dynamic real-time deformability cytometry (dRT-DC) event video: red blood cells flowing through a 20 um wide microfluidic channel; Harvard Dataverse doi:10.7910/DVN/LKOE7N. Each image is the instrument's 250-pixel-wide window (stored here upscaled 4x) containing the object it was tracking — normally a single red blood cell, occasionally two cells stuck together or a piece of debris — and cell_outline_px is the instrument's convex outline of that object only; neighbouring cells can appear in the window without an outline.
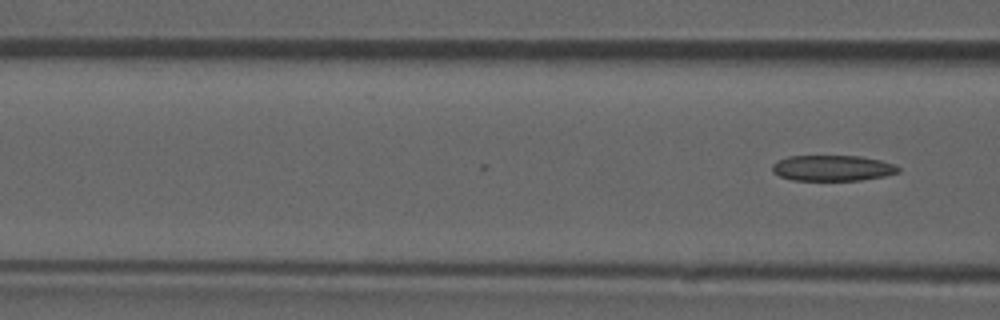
{"species": "common noctule bat (a hibernating species)", "species_latin": "Nyctalus noctula", "temperature_condition": "room temperature", "stored_images_in_passage": 17, "camera_frame_rate_fps": 3000, "um_per_image_px": 0.085, "animal": {"sex": "male", "forearm_length_mm": 52.5}, "frame": {"image": 1, "passage_image": 17, "time_ms": 5.333, "image_size_px": [1000, 320], "cell_outline_px": [[900, 172], [884, 176], [860, 180], [792, 180], [780, 176], [772, 172], [772, 164], [788, 156], [860, 156], [880, 160], [896, 164], [900, 168]], "centroid_in_image_um": [70.78, 14.28], "position_along_channel_um": 95.8, "area_um2": 18.9}}